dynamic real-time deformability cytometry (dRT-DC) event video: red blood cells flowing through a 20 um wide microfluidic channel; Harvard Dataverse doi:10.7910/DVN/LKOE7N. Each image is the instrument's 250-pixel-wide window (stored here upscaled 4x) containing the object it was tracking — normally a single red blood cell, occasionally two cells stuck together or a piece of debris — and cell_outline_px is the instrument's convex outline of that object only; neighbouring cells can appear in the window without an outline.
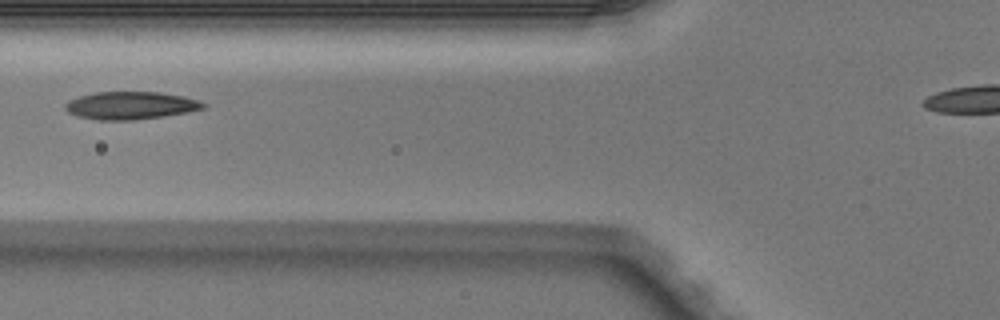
{"species": "Egyptian fruit bat (a non-hibernating species)", "species_latin": "Rousettus aegyptiacus", "temperature_condition": "warm", "stored_images_in_passage": 2, "camera_frame_rate_fps": 3000, "um_per_image_px": 0.085, "animal": {"sex": "male"}, "frame": {"image": 1, "passage_image": 2, "time_ms": 0.333, "image_size_px": [1000, 320], "cell_outline_px": [[208, 104], [204, 108], [188, 112], [164, 116], [136, 120], [96, 120], [76, 116], [68, 112], [64, 108], [64, 104], [68, 100], [80, 96], [96, 92], [160, 92], [184, 96], [200, 100]], "centroid_in_image_um": [11.11, 8.97], "position_along_channel_um": 114.7, "area_um2": 22.54}}